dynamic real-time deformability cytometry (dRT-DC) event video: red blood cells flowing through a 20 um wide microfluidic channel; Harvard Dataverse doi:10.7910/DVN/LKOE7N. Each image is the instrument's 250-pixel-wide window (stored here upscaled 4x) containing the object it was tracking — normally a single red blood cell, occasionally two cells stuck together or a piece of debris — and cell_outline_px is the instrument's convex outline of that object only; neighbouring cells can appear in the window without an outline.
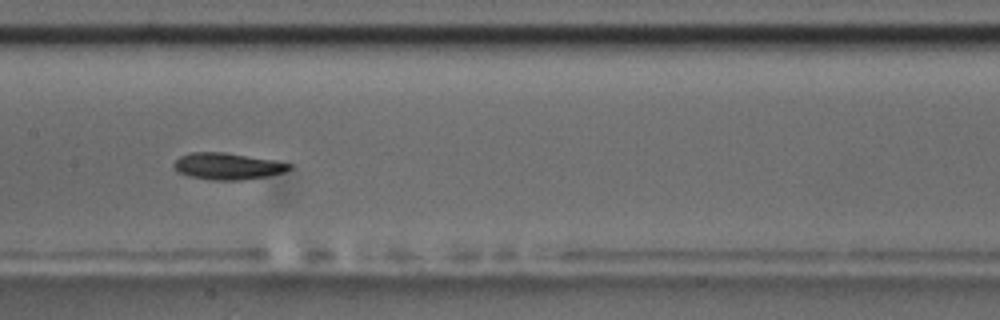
{"species": "common noctule bat (a hibernating species)", "species_latin": "Nyctalus noctula", "temperature_condition": "room temperature", "stored_images_in_passage": 8, "camera_frame_rate_fps": 3000, "um_per_image_px": 0.085, "animal": {"sex": "male", "body_mass_g": 17.5, "forearm_length_mm": 52.3}, "frame": {"image": 1, "passage_image": 8, "time_ms": 8.0, "image_size_px": [1000, 320], "cell_outline_px": [[292, 168], [284, 172], [268, 176], [244, 180], [212, 180], [188, 176], [176, 172], [172, 164], [180, 156], [192, 152], [224, 152], [272, 160], [292, 164]], "centroid_in_image_um": [19.31, 14.14], "position_along_channel_um": 188.1, "area_um2": 17.98}}